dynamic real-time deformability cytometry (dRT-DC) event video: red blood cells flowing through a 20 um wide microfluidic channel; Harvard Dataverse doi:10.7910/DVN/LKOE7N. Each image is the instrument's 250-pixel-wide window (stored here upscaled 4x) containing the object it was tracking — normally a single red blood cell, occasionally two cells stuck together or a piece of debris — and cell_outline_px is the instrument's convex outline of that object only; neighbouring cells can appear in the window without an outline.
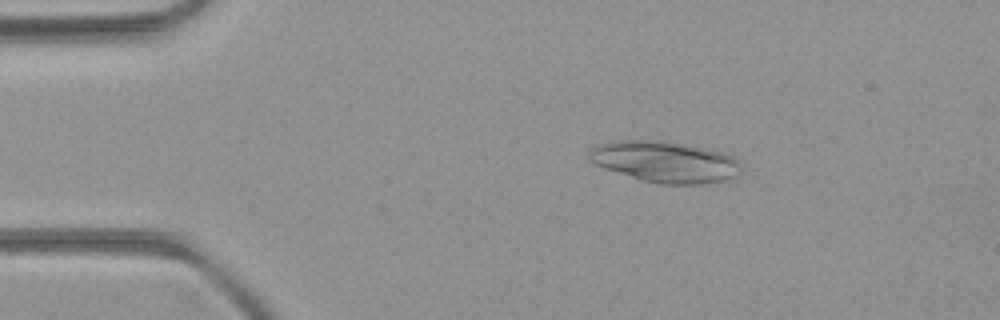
{"species": "common noctule bat (a hibernating species)", "species_latin": "Nyctalus noctula", "temperature_condition": "room temperature", "stored_images_in_passage": 45, "camera_frame_rate_fps": 3000, "um_per_image_px": 0.085, "animal": {"sex": "female", "body_mass_g": 21.9}, "frame": {"image": 1, "passage_image": 3, "time_ms": 0.667, "image_size_px": [1000, 320], "cell_outline_px": [[740, 172], [724, 180], [700, 184], [660, 184], [640, 180], [596, 164], [588, 156], [588, 152], [592, 148], [600, 144], [624, 140], [648, 140], [684, 144], [724, 152], [732, 156], [740, 164]], "centroid_in_image_um": [56.54, 13.76], "position_along_channel_um": 28.5, "area_um2": 35.78}}